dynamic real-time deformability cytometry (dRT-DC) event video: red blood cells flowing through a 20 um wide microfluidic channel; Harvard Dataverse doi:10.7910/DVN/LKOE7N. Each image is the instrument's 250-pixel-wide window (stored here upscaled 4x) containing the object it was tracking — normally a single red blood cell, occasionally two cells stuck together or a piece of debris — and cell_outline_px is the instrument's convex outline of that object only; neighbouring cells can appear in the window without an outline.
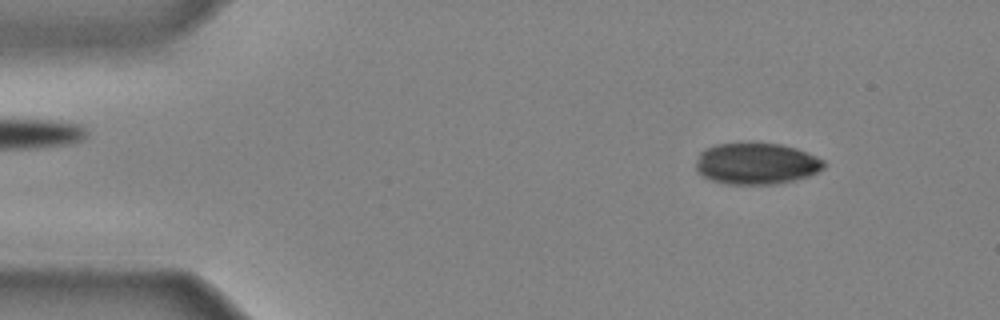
{"species": "common noctule bat (a hibernating species)", "species_latin": "Nyctalus noctula", "temperature_condition": "cold", "stored_images_in_passage": 40, "camera_frame_rate_fps": 3000, "um_per_image_px": 0.085, "animal": {"sex": "male", "body_mass_g": 20.4}, "frame": {"image": 1, "passage_image": 4, "time_ms": 1.0, "image_size_px": [1000, 320], "cell_outline_px": [[828, 164], [824, 168], [808, 176], [796, 180], [776, 184], [724, 184], [712, 180], [704, 176], [696, 168], [696, 160], [700, 152], [704, 148], [716, 144], [780, 144], [796, 148], [816, 156], [824, 160]], "centroid_in_image_um": [64.31, 13.92], "position_along_channel_um": 20.7, "area_um2": 30.81}}
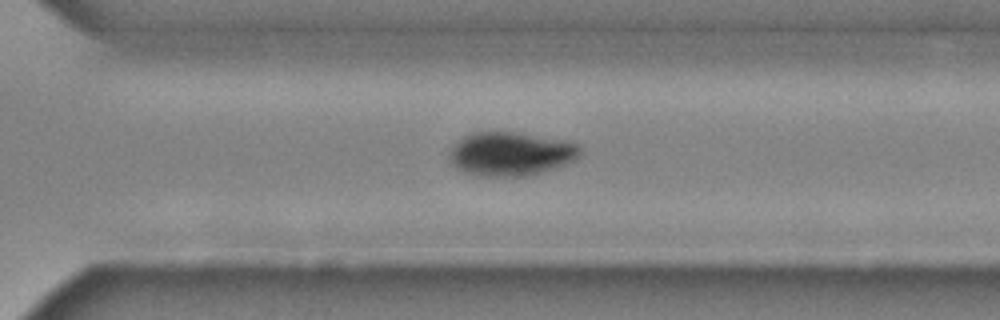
{"frame": {"image": 2, "passage_image": 30, "time_ms": 9.667, "image_size_px": [1000, 320], "cell_outline_px": [[580, 156], [576, 160], [560, 168], [528, 176], [472, 176], [456, 168], [452, 164], [452, 148], [464, 136], [472, 132], [520, 132], [568, 140], [576, 144], [580, 148]], "centroid_in_image_um": [43.5, 13.09], "position_along_channel_um": 327.1, "area_um2": 33.76}}
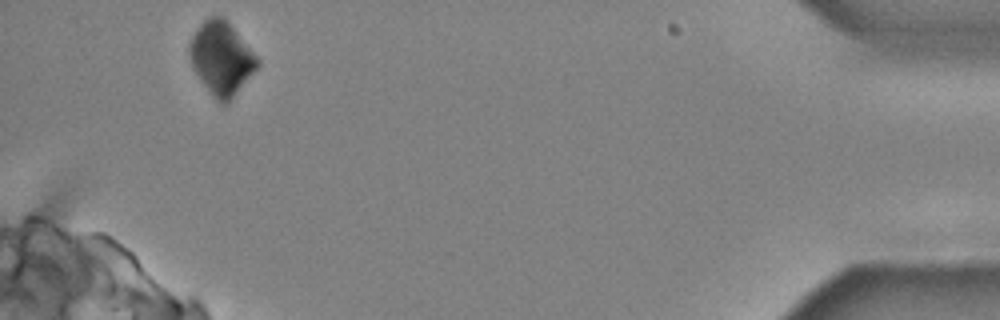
{"frame": {"image": 3, "passage_image": 40, "time_ms": 13.0, "image_size_px": [1000, 320], "cell_outline_px": [[260, 64], [228, 104], [220, 104], [212, 96], [192, 68], [188, 56], [188, 48], [192, 36], [196, 28], [208, 16], [220, 16], [232, 28], [260, 60]], "centroid_in_image_um": [18.78, 4.99], "position_along_channel_um": 416.4, "area_um2": 28.61}}